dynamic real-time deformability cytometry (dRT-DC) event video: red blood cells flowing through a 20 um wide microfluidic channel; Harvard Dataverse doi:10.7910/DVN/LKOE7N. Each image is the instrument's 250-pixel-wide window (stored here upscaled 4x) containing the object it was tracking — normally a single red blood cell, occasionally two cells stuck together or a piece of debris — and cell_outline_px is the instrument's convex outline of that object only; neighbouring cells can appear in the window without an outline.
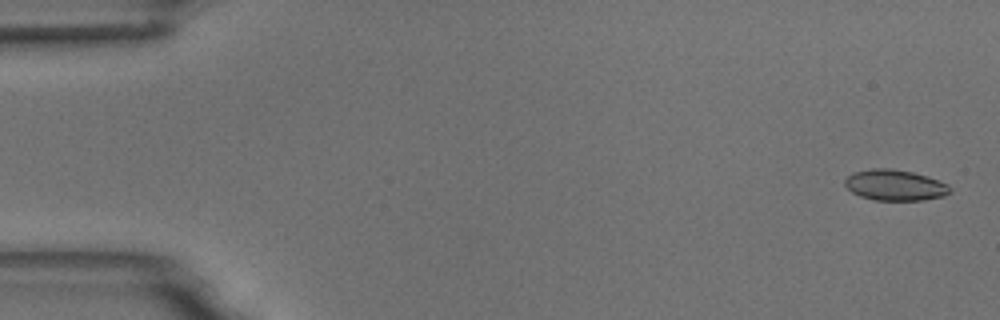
{"species": "common noctule bat (a hibernating species)", "species_latin": "Nyctalus noctula", "temperature_condition": "room temperature", "stored_images_in_passage": 5, "camera_frame_rate_fps": 3000, "um_per_image_px": 0.085, "animal": {"sex": "male", "body_mass_g": 18.8}, "frame": {"image": 1, "passage_image": 1, "time_ms": 0.0, "image_size_px": [1000, 320], "cell_outline_px": [[952, 192], [944, 196], [924, 200], [872, 200], [860, 196], [852, 192], [844, 184], [844, 180], [852, 172], [872, 168], [888, 168], [912, 172], [948, 184], [952, 188]], "centroid_in_image_um": [76.06, 15.74], "position_along_channel_um": 8.9, "area_um2": 18.9}}
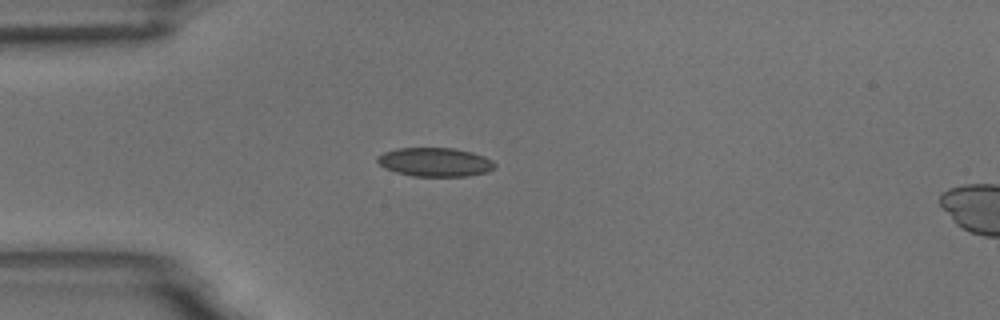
{"frame": {"image": 2, "passage_image": 4, "time_ms": 4.333, "image_size_px": [1000, 320], "cell_outline_px": [[496, 164], [488, 172], [468, 176], [412, 176], [396, 172], [384, 168], [376, 160], [376, 156], [384, 152], [396, 148], [452, 148], [472, 152], [484, 156], [492, 160]], "centroid_in_image_um": [36.96, 13.77], "position_along_channel_um": 48.0, "area_um2": 19.77}}